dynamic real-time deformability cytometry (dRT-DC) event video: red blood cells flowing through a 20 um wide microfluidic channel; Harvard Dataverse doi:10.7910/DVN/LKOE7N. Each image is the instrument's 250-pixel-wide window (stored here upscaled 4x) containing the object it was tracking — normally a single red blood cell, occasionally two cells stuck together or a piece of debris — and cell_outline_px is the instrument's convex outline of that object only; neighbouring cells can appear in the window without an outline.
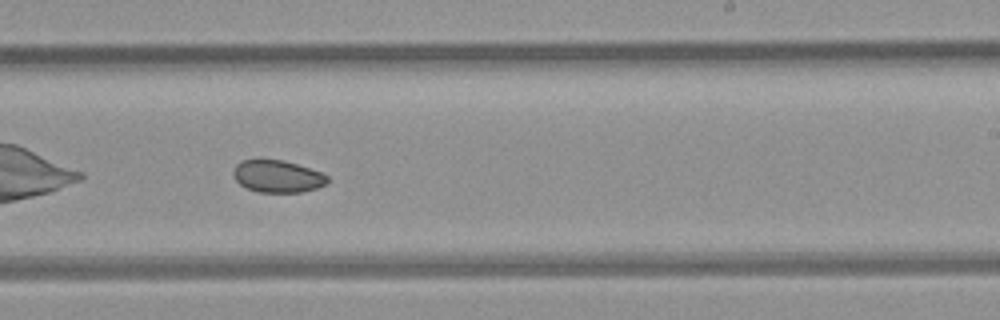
{"species": "common noctule bat (a hibernating species)", "species_latin": "Nyctalus noctula", "temperature_condition": "room temperature", "stored_images_in_passage": 39, "camera_frame_rate_fps": 3000, "um_per_image_px": 0.085, "animal": {"sex": "female", "body_mass_g": 21.9}, "frame": {"image": 1, "passage_image": 17, "time_ms": 5.333, "image_size_px": [1000, 320], "cell_outline_px": [[328, 180], [324, 184], [316, 188], [300, 192], [260, 192], [248, 188], [240, 184], [236, 180], [232, 172], [236, 164], [240, 160], [284, 160], [320, 172], [328, 176]], "centroid_in_image_um": [23.56, 14.98], "position_along_channel_um": 265.4, "area_um2": 17.4}, "authors_computed_cell_mechanics": {"area_um2": 19.074, "velocity_mm_per_s": 3.9158, "shape_relaxation_time_tau1_ms": null, "shape_relaxation_time_tau2_ms": 3.1589, "deformation_change_tau1": null, "deformation_change_tau2": 0.0552}}